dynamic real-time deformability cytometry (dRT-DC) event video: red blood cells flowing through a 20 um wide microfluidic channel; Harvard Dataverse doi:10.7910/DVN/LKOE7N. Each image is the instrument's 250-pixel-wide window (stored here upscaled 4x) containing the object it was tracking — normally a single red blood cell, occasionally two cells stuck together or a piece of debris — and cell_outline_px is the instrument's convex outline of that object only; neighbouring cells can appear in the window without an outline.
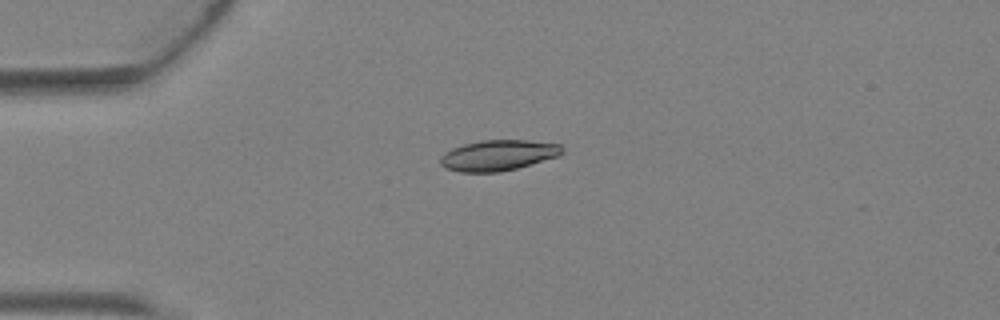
{"species": "Egyptian fruit bat (a non-hibernating species)", "species_latin": "Rousettus aegyptiacus", "temperature_condition": "warm", "stored_images_in_passage": 3, "camera_frame_rate_fps": 3000, "um_per_image_px": 0.085, "animal": {"sex": "female"}, "frame": {"image": 1, "passage_image": 3, "time_ms": 0.667, "image_size_px": [1000, 320], "cell_outline_px": [[564, 152], [560, 156], [516, 168], [500, 172], [460, 172], [448, 168], [440, 164], [440, 156], [444, 152], [452, 148], [464, 144], [480, 140], [528, 140], [560, 144], [564, 148]], "centroid_in_image_um": [42.36, 13.19], "position_along_channel_um": 42.6, "area_um2": 21.85}}